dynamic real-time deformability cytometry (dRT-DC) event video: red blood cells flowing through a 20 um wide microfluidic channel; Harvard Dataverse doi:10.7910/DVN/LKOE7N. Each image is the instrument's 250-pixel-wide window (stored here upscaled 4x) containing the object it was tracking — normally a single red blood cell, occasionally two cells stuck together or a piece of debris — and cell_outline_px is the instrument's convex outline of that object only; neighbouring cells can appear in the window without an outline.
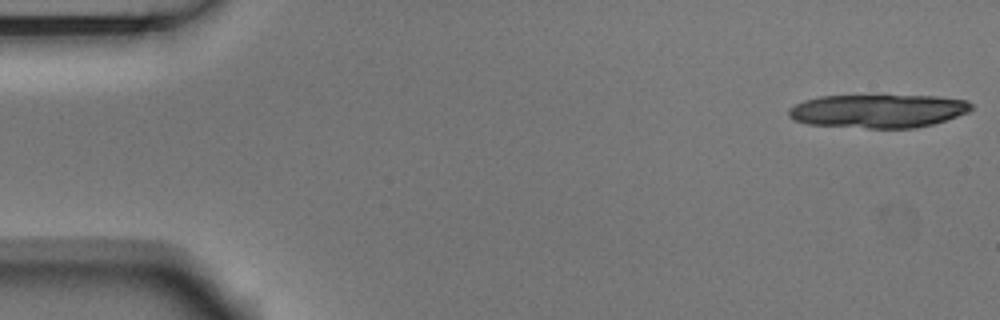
{"species": "Egyptian fruit bat (a non-hibernating species)", "species_latin": "Rousettus aegyptiacus", "temperature_condition": "room temperature", "stored_images_in_passage": 15, "camera_frame_rate_fps": 3000, "um_per_image_px": 0.085, "animal": {"sex": "male"}, "frame": {"image": 1, "passage_image": 1, "time_ms": 0.0, "image_size_px": [1000, 320], "cell_outline_px": [[972, 108], [968, 112], [932, 124], [916, 128], [868, 128], [808, 124], [792, 120], [788, 116], [788, 108], [804, 100], [820, 96], [940, 96], [968, 100], [972, 104]], "centroid_in_image_um": [74.62, 9.43], "position_along_channel_um": 10.4, "area_um2": 35.6}}
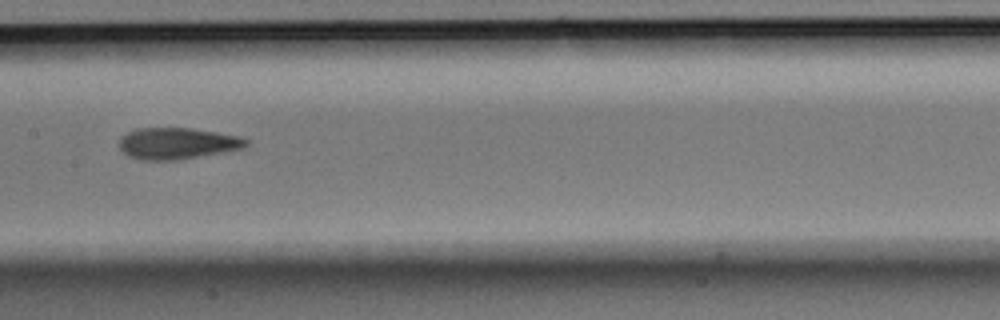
{"frame": {"image": 2, "passage_image": 7, "time_ms": 2.0, "image_size_px": [1000, 320], "cell_outline_px": [[248, 144], [244, 148], [224, 152], [176, 160], [140, 160], [128, 156], [120, 148], [120, 140], [128, 132], [136, 128], [192, 128], [240, 136], [248, 140]], "centroid_in_image_um": [15.09, 12.19], "position_along_channel_um": 192.3, "area_um2": 23.18}}
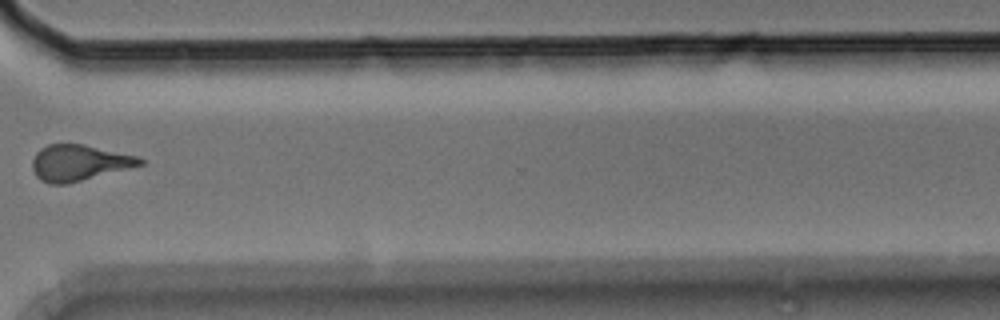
{"frame": {"image": 3, "passage_image": 11, "time_ms": 3.333, "image_size_px": [1000, 320], "cell_outline_px": [[144, 164], [64, 184], [48, 184], [40, 180], [36, 176], [32, 168], [32, 160], [36, 152], [40, 148], [48, 144], [84, 144], [140, 156], [144, 160]], "centroid_in_image_um": [6.7, 13.82], "position_along_channel_um": 363.9, "area_um2": 22.48}}